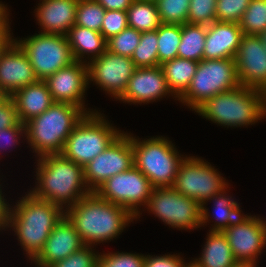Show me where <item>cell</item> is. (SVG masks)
<instances>
[{
    "mask_svg": "<svg viewBox=\"0 0 266 267\" xmlns=\"http://www.w3.org/2000/svg\"><path fill=\"white\" fill-rule=\"evenodd\" d=\"M206 243L199 258L194 259L198 267H233L237 261L223 232L207 233Z\"/></svg>",
    "mask_w": 266,
    "mask_h": 267,
    "instance_id": "cell-25",
    "label": "cell"
},
{
    "mask_svg": "<svg viewBox=\"0 0 266 267\" xmlns=\"http://www.w3.org/2000/svg\"><path fill=\"white\" fill-rule=\"evenodd\" d=\"M179 193L195 199L202 205L201 226L210 221V212L205 206L213 196L230 188L225 178L206 160L185 156L173 185Z\"/></svg>",
    "mask_w": 266,
    "mask_h": 267,
    "instance_id": "cell-8",
    "label": "cell"
},
{
    "mask_svg": "<svg viewBox=\"0 0 266 267\" xmlns=\"http://www.w3.org/2000/svg\"><path fill=\"white\" fill-rule=\"evenodd\" d=\"M258 267L256 264L252 263H242V262H237L233 267Z\"/></svg>",
    "mask_w": 266,
    "mask_h": 267,
    "instance_id": "cell-48",
    "label": "cell"
},
{
    "mask_svg": "<svg viewBox=\"0 0 266 267\" xmlns=\"http://www.w3.org/2000/svg\"><path fill=\"white\" fill-rule=\"evenodd\" d=\"M45 82L54 102L73 104L86 114L97 112L87 109L84 103V93L88 88L87 63L74 61L50 75Z\"/></svg>",
    "mask_w": 266,
    "mask_h": 267,
    "instance_id": "cell-16",
    "label": "cell"
},
{
    "mask_svg": "<svg viewBox=\"0 0 266 267\" xmlns=\"http://www.w3.org/2000/svg\"><path fill=\"white\" fill-rule=\"evenodd\" d=\"M11 98L23 124L39 116L54 103L46 82L42 80L22 87Z\"/></svg>",
    "mask_w": 266,
    "mask_h": 267,
    "instance_id": "cell-23",
    "label": "cell"
},
{
    "mask_svg": "<svg viewBox=\"0 0 266 267\" xmlns=\"http://www.w3.org/2000/svg\"><path fill=\"white\" fill-rule=\"evenodd\" d=\"M37 159V186L29 190L34 196L66 211L91 193L84 180V168L74 161L62 154H48Z\"/></svg>",
    "mask_w": 266,
    "mask_h": 267,
    "instance_id": "cell-2",
    "label": "cell"
},
{
    "mask_svg": "<svg viewBox=\"0 0 266 267\" xmlns=\"http://www.w3.org/2000/svg\"><path fill=\"white\" fill-rule=\"evenodd\" d=\"M173 96L161 66L136 68L123 94L117 99L123 103L147 104L166 96Z\"/></svg>",
    "mask_w": 266,
    "mask_h": 267,
    "instance_id": "cell-19",
    "label": "cell"
},
{
    "mask_svg": "<svg viewBox=\"0 0 266 267\" xmlns=\"http://www.w3.org/2000/svg\"><path fill=\"white\" fill-rule=\"evenodd\" d=\"M241 86L263 90L266 86V48L259 35H244L235 57Z\"/></svg>",
    "mask_w": 266,
    "mask_h": 267,
    "instance_id": "cell-18",
    "label": "cell"
},
{
    "mask_svg": "<svg viewBox=\"0 0 266 267\" xmlns=\"http://www.w3.org/2000/svg\"><path fill=\"white\" fill-rule=\"evenodd\" d=\"M162 24L184 25L190 7V0H156Z\"/></svg>",
    "mask_w": 266,
    "mask_h": 267,
    "instance_id": "cell-34",
    "label": "cell"
},
{
    "mask_svg": "<svg viewBox=\"0 0 266 267\" xmlns=\"http://www.w3.org/2000/svg\"><path fill=\"white\" fill-rule=\"evenodd\" d=\"M74 225L64 215L49 234L39 254L31 261L36 267H50L84 247Z\"/></svg>",
    "mask_w": 266,
    "mask_h": 267,
    "instance_id": "cell-20",
    "label": "cell"
},
{
    "mask_svg": "<svg viewBox=\"0 0 266 267\" xmlns=\"http://www.w3.org/2000/svg\"><path fill=\"white\" fill-rule=\"evenodd\" d=\"M167 85L174 95L179 99L189 87L198 67V62L189 59L176 57L160 65Z\"/></svg>",
    "mask_w": 266,
    "mask_h": 267,
    "instance_id": "cell-26",
    "label": "cell"
},
{
    "mask_svg": "<svg viewBox=\"0 0 266 267\" xmlns=\"http://www.w3.org/2000/svg\"><path fill=\"white\" fill-rule=\"evenodd\" d=\"M86 113L69 103L54 102L46 111L27 123L26 139L36 158L61 154L66 140Z\"/></svg>",
    "mask_w": 266,
    "mask_h": 267,
    "instance_id": "cell-4",
    "label": "cell"
},
{
    "mask_svg": "<svg viewBox=\"0 0 266 267\" xmlns=\"http://www.w3.org/2000/svg\"><path fill=\"white\" fill-rule=\"evenodd\" d=\"M130 138L134 166L149 179L152 187H173L184 155H179L176 146L166 137L156 136L141 141L130 134Z\"/></svg>",
    "mask_w": 266,
    "mask_h": 267,
    "instance_id": "cell-6",
    "label": "cell"
},
{
    "mask_svg": "<svg viewBox=\"0 0 266 267\" xmlns=\"http://www.w3.org/2000/svg\"><path fill=\"white\" fill-rule=\"evenodd\" d=\"M105 12L96 0H78L75 25L101 32Z\"/></svg>",
    "mask_w": 266,
    "mask_h": 267,
    "instance_id": "cell-32",
    "label": "cell"
},
{
    "mask_svg": "<svg viewBox=\"0 0 266 267\" xmlns=\"http://www.w3.org/2000/svg\"><path fill=\"white\" fill-rule=\"evenodd\" d=\"M40 2L34 10L38 25L42 29L40 33L66 35L75 25L78 0H40Z\"/></svg>",
    "mask_w": 266,
    "mask_h": 267,
    "instance_id": "cell-22",
    "label": "cell"
},
{
    "mask_svg": "<svg viewBox=\"0 0 266 267\" xmlns=\"http://www.w3.org/2000/svg\"><path fill=\"white\" fill-rule=\"evenodd\" d=\"M217 0H190L187 23L210 25L216 21Z\"/></svg>",
    "mask_w": 266,
    "mask_h": 267,
    "instance_id": "cell-36",
    "label": "cell"
},
{
    "mask_svg": "<svg viewBox=\"0 0 266 267\" xmlns=\"http://www.w3.org/2000/svg\"><path fill=\"white\" fill-rule=\"evenodd\" d=\"M227 189H225L220 194L213 196L208 201L213 200L214 202V211L212 212L215 216L214 226L211 224L209 232H223L227 229L230 225H232L242 214V210L237 203L234 201L232 196L227 195ZM215 213V214H214Z\"/></svg>",
    "mask_w": 266,
    "mask_h": 267,
    "instance_id": "cell-29",
    "label": "cell"
},
{
    "mask_svg": "<svg viewBox=\"0 0 266 267\" xmlns=\"http://www.w3.org/2000/svg\"><path fill=\"white\" fill-rule=\"evenodd\" d=\"M9 8L0 1V29H11L9 24Z\"/></svg>",
    "mask_w": 266,
    "mask_h": 267,
    "instance_id": "cell-46",
    "label": "cell"
},
{
    "mask_svg": "<svg viewBox=\"0 0 266 267\" xmlns=\"http://www.w3.org/2000/svg\"><path fill=\"white\" fill-rule=\"evenodd\" d=\"M194 112L224 127H241L266 118L262 90L238 86L206 100Z\"/></svg>",
    "mask_w": 266,
    "mask_h": 267,
    "instance_id": "cell-5",
    "label": "cell"
},
{
    "mask_svg": "<svg viewBox=\"0 0 266 267\" xmlns=\"http://www.w3.org/2000/svg\"><path fill=\"white\" fill-rule=\"evenodd\" d=\"M126 12L128 26L139 32L157 30L162 24L155 1L134 0Z\"/></svg>",
    "mask_w": 266,
    "mask_h": 267,
    "instance_id": "cell-27",
    "label": "cell"
},
{
    "mask_svg": "<svg viewBox=\"0 0 266 267\" xmlns=\"http://www.w3.org/2000/svg\"><path fill=\"white\" fill-rule=\"evenodd\" d=\"M141 34L142 32L128 26L119 34L107 40V50L131 58L136 47L139 45Z\"/></svg>",
    "mask_w": 266,
    "mask_h": 267,
    "instance_id": "cell-35",
    "label": "cell"
},
{
    "mask_svg": "<svg viewBox=\"0 0 266 267\" xmlns=\"http://www.w3.org/2000/svg\"><path fill=\"white\" fill-rule=\"evenodd\" d=\"M12 208L7 228H12L29 260L42 250L49 234L65 215L53 203L34 196L30 191ZM18 203V204H17Z\"/></svg>",
    "mask_w": 266,
    "mask_h": 267,
    "instance_id": "cell-3",
    "label": "cell"
},
{
    "mask_svg": "<svg viewBox=\"0 0 266 267\" xmlns=\"http://www.w3.org/2000/svg\"><path fill=\"white\" fill-rule=\"evenodd\" d=\"M83 243L95 246L116 239L136 220L125 208L101 199L95 192L77 201L65 211Z\"/></svg>",
    "mask_w": 266,
    "mask_h": 267,
    "instance_id": "cell-1",
    "label": "cell"
},
{
    "mask_svg": "<svg viewBox=\"0 0 266 267\" xmlns=\"http://www.w3.org/2000/svg\"><path fill=\"white\" fill-rule=\"evenodd\" d=\"M127 27L128 19L126 11L106 10L101 27V34L106 40L119 34Z\"/></svg>",
    "mask_w": 266,
    "mask_h": 267,
    "instance_id": "cell-40",
    "label": "cell"
},
{
    "mask_svg": "<svg viewBox=\"0 0 266 267\" xmlns=\"http://www.w3.org/2000/svg\"><path fill=\"white\" fill-rule=\"evenodd\" d=\"M14 40L26 53L38 80L45 81L75 61L66 35L39 32L23 40Z\"/></svg>",
    "mask_w": 266,
    "mask_h": 267,
    "instance_id": "cell-10",
    "label": "cell"
},
{
    "mask_svg": "<svg viewBox=\"0 0 266 267\" xmlns=\"http://www.w3.org/2000/svg\"><path fill=\"white\" fill-rule=\"evenodd\" d=\"M260 216L242 215L223 231L237 262L257 265L266 247V230Z\"/></svg>",
    "mask_w": 266,
    "mask_h": 267,
    "instance_id": "cell-15",
    "label": "cell"
},
{
    "mask_svg": "<svg viewBox=\"0 0 266 267\" xmlns=\"http://www.w3.org/2000/svg\"><path fill=\"white\" fill-rule=\"evenodd\" d=\"M21 136L26 137V127L25 124L21 122L16 126L0 130V153L2 150L4 151V149L6 150L8 146L16 147V145L20 143L19 140Z\"/></svg>",
    "mask_w": 266,
    "mask_h": 267,
    "instance_id": "cell-41",
    "label": "cell"
},
{
    "mask_svg": "<svg viewBox=\"0 0 266 267\" xmlns=\"http://www.w3.org/2000/svg\"><path fill=\"white\" fill-rule=\"evenodd\" d=\"M259 36L262 39L263 44H264V46L266 48V30L264 32H262Z\"/></svg>",
    "mask_w": 266,
    "mask_h": 267,
    "instance_id": "cell-49",
    "label": "cell"
},
{
    "mask_svg": "<svg viewBox=\"0 0 266 267\" xmlns=\"http://www.w3.org/2000/svg\"><path fill=\"white\" fill-rule=\"evenodd\" d=\"M20 123L16 106L11 97L0 103V130Z\"/></svg>",
    "mask_w": 266,
    "mask_h": 267,
    "instance_id": "cell-42",
    "label": "cell"
},
{
    "mask_svg": "<svg viewBox=\"0 0 266 267\" xmlns=\"http://www.w3.org/2000/svg\"><path fill=\"white\" fill-rule=\"evenodd\" d=\"M262 93H263V105H264V108H265V111H266V86L262 90Z\"/></svg>",
    "mask_w": 266,
    "mask_h": 267,
    "instance_id": "cell-51",
    "label": "cell"
},
{
    "mask_svg": "<svg viewBox=\"0 0 266 267\" xmlns=\"http://www.w3.org/2000/svg\"><path fill=\"white\" fill-rule=\"evenodd\" d=\"M66 37L75 61L87 63L89 60L88 62H90L100 57L107 50V40L101 32L74 25L68 31Z\"/></svg>",
    "mask_w": 266,
    "mask_h": 267,
    "instance_id": "cell-24",
    "label": "cell"
},
{
    "mask_svg": "<svg viewBox=\"0 0 266 267\" xmlns=\"http://www.w3.org/2000/svg\"><path fill=\"white\" fill-rule=\"evenodd\" d=\"M37 81L26 53L12 37L0 51V89L11 97L17 90Z\"/></svg>",
    "mask_w": 266,
    "mask_h": 267,
    "instance_id": "cell-17",
    "label": "cell"
},
{
    "mask_svg": "<svg viewBox=\"0 0 266 267\" xmlns=\"http://www.w3.org/2000/svg\"><path fill=\"white\" fill-rule=\"evenodd\" d=\"M152 189L149 179L133 165L107 179L94 192L101 199L122 206L138 219L142 214L140 208L147 205Z\"/></svg>",
    "mask_w": 266,
    "mask_h": 267,
    "instance_id": "cell-12",
    "label": "cell"
},
{
    "mask_svg": "<svg viewBox=\"0 0 266 267\" xmlns=\"http://www.w3.org/2000/svg\"><path fill=\"white\" fill-rule=\"evenodd\" d=\"M6 98L7 96L5 95V93L0 89V103L3 102Z\"/></svg>",
    "mask_w": 266,
    "mask_h": 267,
    "instance_id": "cell-52",
    "label": "cell"
},
{
    "mask_svg": "<svg viewBox=\"0 0 266 267\" xmlns=\"http://www.w3.org/2000/svg\"><path fill=\"white\" fill-rule=\"evenodd\" d=\"M105 10L127 11L134 0H96Z\"/></svg>",
    "mask_w": 266,
    "mask_h": 267,
    "instance_id": "cell-45",
    "label": "cell"
},
{
    "mask_svg": "<svg viewBox=\"0 0 266 267\" xmlns=\"http://www.w3.org/2000/svg\"><path fill=\"white\" fill-rule=\"evenodd\" d=\"M182 267H198L196 263L192 260L189 263H184Z\"/></svg>",
    "mask_w": 266,
    "mask_h": 267,
    "instance_id": "cell-50",
    "label": "cell"
},
{
    "mask_svg": "<svg viewBox=\"0 0 266 267\" xmlns=\"http://www.w3.org/2000/svg\"><path fill=\"white\" fill-rule=\"evenodd\" d=\"M185 260L176 254L160 256L145 255L144 267H182Z\"/></svg>",
    "mask_w": 266,
    "mask_h": 267,
    "instance_id": "cell-43",
    "label": "cell"
},
{
    "mask_svg": "<svg viewBox=\"0 0 266 267\" xmlns=\"http://www.w3.org/2000/svg\"><path fill=\"white\" fill-rule=\"evenodd\" d=\"M251 0H217L216 21L240 23Z\"/></svg>",
    "mask_w": 266,
    "mask_h": 267,
    "instance_id": "cell-38",
    "label": "cell"
},
{
    "mask_svg": "<svg viewBox=\"0 0 266 267\" xmlns=\"http://www.w3.org/2000/svg\"><path fill=\"white\" fill-rule=\"evenodd\" d=\"M238 86L240 84L234 58L203 59L198 62L189 87L178 101L195 111L206 100Z\"/></svg>",
    "mask_w": 266,
    "mask_h": 267,
    "instance_id": "cell-9",
    "label": "cell"
},
{
    "mask_svg": "<svg viewBox=\"0 0 266 267\" xmlns=\"http://www.w3.org/2000/svg\"><path fill=\"white\" fill-rule=\"evenodd\" d=\"M132 59L106 50L100 57L87 62V77L107 94L118 99L136 70Z\"/></svg>",
    "mask_w": 266,
    "mask_h": 267,
    "instance_id": "cell-14",
    "label": "cell"
},
{
    "mask_svg": "<svg viewBox=\"0 0 266 267\" xmlns=\"http://www.w3.org/2000/svg\"><path fill=\"white\" fill-rule=\"evenodd\" d=\"M145 208L166 225L180 230L201 227L202 205L173 187L153 188Z\"/></svg>",
    "mask_w": 266,
    "mask_h": 267,
    "instance_id": "cell-11",
    "label": "cell"
},
{
    "mask_svg": "<svg viewBox=\"0 0 266 267\" xmlns=\"http://www.w3.org/2000/svg\"><path fill=\"white\" fill-rule=\"evenodd\" d=\"M260 221H261V224H262V226L265 228V230H266V220L264 219L263 220V217L262 218H260Z\"/></svg>",
    "mask_w": 266,
    "mask_h": 267,
    "instance_id": "cell-53",
    "label": "cell"
},
{
    "mask_svg": "<svg viewBox=\"0 0 266 267\" xmlns=\"http://www.w3.org/2000/svg\"><path fill=\"white\" fill-rule=\"evenodd\" d=\"M243 36L239 23L214 21L207 25L203 59H235Z\"/></svg>",
    "mask_w": 266,
    "mask_h": 267,
    "instance_id": "cell-21",
    "label": "cell"
},
{
    "mask_svg": "<svg viewBox=\"0 0 266 267\" xmlns=\"http://www.w3.org/2000/svg\"><path fill=\"white\" fill-rule=\"evenodd\" d=\"M182 35V25L161 24L157 29L158 62L163 63L178 57V47Z\"/></svg>",
    "mask_w": 266,
    "mask_h": 267,
    "instance_id": "cell-30",
    "label": "cell"
},
{
    "mask_svg": "<svg viewBox=\"0 0 266 267\" xmlns=\"http://www.w3.org/2000/svg\"><path fill=\"white\" fill-rule=\"evenodd\" d=\"M145 255L128 252L100 253L98 267H144Z\"/></svg>",
    "mask_w": 266,
    "mask_h": 267,
    "instance_id": "cell-37",
    "label": "cell"
},
{
    "mask_svg": "<svg viewBox=\"0 0 266 267\" xmlns=\"http://www.w3.org/2000/svg\"><path fill=\"white\" fill-rule=\"evenodd\" d=\"M244 35H260L266 30V0H251L240 21Z\"/></svg>",
    "mask_w": 266,
    "mask_h": 267,
    "instance_id": "cell-33",
    "label": "cell"
},
{
    "mask_svg": "<svg viewBox=\"0 0 266 267\" xmlns=\"http://www.w3.org/2000/svg\"><path fill=\"white\" fill-rule=\"evenodd\" d=\"M207 25H182V35L178 47V57L200 62L206 42Z\"/></svg>",
    "mask_w": 266,
    "mask_h": 267,
    "instance_id": "cell-28",
    "label": "cell"
},
{
    "mask_svg": "<svg viewBox=\"0 0 266 267\" xmlns=\"http://www.w3.org/2000/svg\"><path fill=\"white\" fill-rule=\"evenodd\" d=\"M1 186L2 185L0 184V230H4L9 224L12 208L10 207L11 205L8 204L7 201H5V195H3L2 193Z\"/></svg>",
    "mask_w": 266,
    "mask_h": 267,
    "instance_id": "cell-44",
    "label": "cell"
},
{
    "mask_svg": "<svg viewBox=\"0 0 266 267\" xmlns=\"http://www.w3.org/2000/svg\"><path fill=\"white\" fill-rule=\"evenodd\" d=\"M93 246L85 245L63 260H59L50 267H98L100 253L95 252ZM94 250V251H93Z\"/></svg>",
    "mask_w": 266,
    "mask_h": 267,
    "instance_id": "cell-39",
    "label": "cell"
},
{
    "mask_svg": "<svg viewBox=\"0 0 266 267\" xmlns=\"http://www.w3.org/2000/svg\"><path fill=\"white\" fill-rule=\"evenodd\" d=\"M131 59L137 68L159 66L157 30L142 32Z\"/></svg>",
    "mask_w": 266,
    "mask_h": 267,
    "instance_id": "cell-31",
    "label": "cell"
},
{
    "mask_svg": "<svg viewBox=\"0 0 266 267\" xmlns=\"http://www.w3.org/2000/svg\"><path fill=\"white\" fill-rule=\"evenodd\" d=\"M122 132L104 114L98 111L86 114L68 136L61 154L84 168Z\"/></svg>",
    "mask_w": 266,
    "mask_h": 267,
    "instance_id": "cell-7",
    "label": "cell"
},
{
    "mask_svg": "<svg viewBox=\"0 0 266 267\" xmlns=\"http://www.w3.org/2000/svg\"><path fill=\"white\" fill-rule=\"evenodd\" d=\"M10 29H0V51L13 37Z\"/></svg>",
    "mask_w": 266,
    "mask_h": 267,
    "instance_id": "cell-47",
    "label": "cell"
},
{
    "mask_svg": "<svg viewBox=\"0 0 266 267\" xmlns=\"http://www.w3.org/2000/svg\"><path fill=\"white\" fill-rule=\"evenodd\" d=\"M134 165L130 134L122 132L102 153L84 167V180L91 192L116 174Z\"/></svg>",
    "mask_w": 266,
    "mask_h": 267,
    "instance_id": "cell-13",
    "label": "cell"
}]
</instances>
